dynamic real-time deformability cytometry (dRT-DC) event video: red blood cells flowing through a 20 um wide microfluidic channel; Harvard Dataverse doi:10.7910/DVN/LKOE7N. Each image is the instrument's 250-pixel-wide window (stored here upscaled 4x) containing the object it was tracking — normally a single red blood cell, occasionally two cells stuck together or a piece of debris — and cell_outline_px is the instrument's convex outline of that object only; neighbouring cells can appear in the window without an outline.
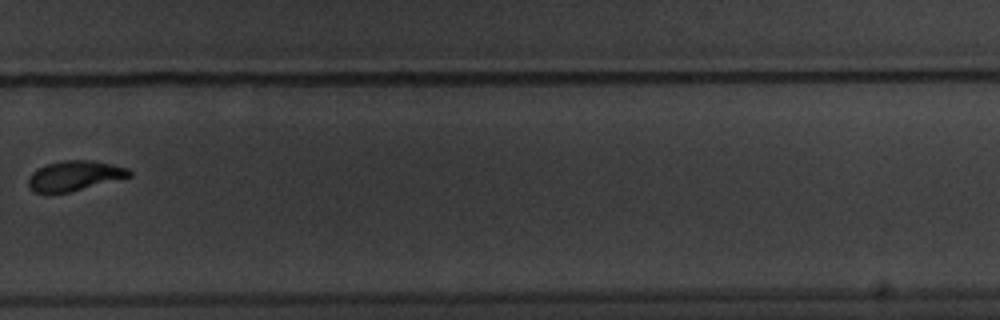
{"species": "common noctule bat (a hibernating species)", "species_latin": "Nyctalus noctula", "temperature_condition": "warm", "stored_images_in_passage": 11, "camera_frame_rate_fps": 3000, "um_per_image_px": 0.085, "animal": {"sex": "male", "body_mass_g": 20.1, "forearm_length_mm": 53.5}, "frame": {"image": 1, "passage_image": 10, "time_ms": 11.667, "image_size_px": [1000, 320], "cell_outline_px": [[132, 176], [68, 192], [48, 196], [32, 192], [28, 184], [28, 176], [32, 172], [48, 164], [64, 160], [92, 160], [112, 164], [128, 168], [132, 172]], "centroid_in_image_um": [6.28, 14.97], "position_along_channel_um": 323.5, "area_um2": 17.92}}
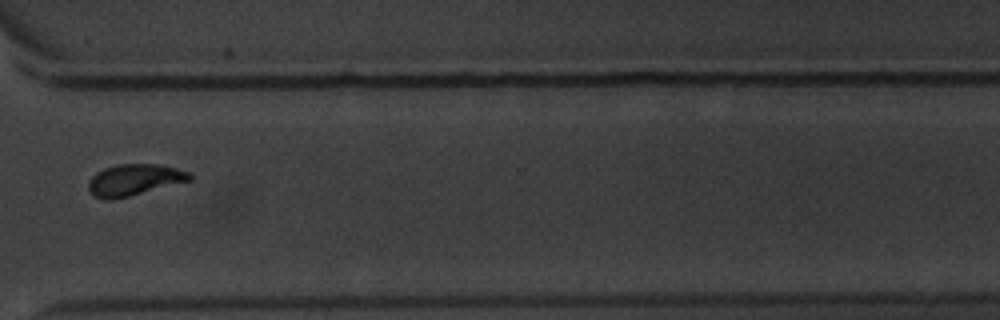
{"frame": {"image": 2, "passage_image": 11, "time_ms": 12.667, "image_size_px": [1000, 320], "cell_outline_px": [[192, 180], [112, 200], [104, 200], [96, 196], [88, 188], [88, 184], [92, 176], [96, 172], [104, 168], [120, 164], [156, 164], [176, 168], [188, 172], [192, 176]], "centroid_in_image_um": [11.4, 15.28], "position_along_channel_um": 359.2, "area_um2": 18.26}}